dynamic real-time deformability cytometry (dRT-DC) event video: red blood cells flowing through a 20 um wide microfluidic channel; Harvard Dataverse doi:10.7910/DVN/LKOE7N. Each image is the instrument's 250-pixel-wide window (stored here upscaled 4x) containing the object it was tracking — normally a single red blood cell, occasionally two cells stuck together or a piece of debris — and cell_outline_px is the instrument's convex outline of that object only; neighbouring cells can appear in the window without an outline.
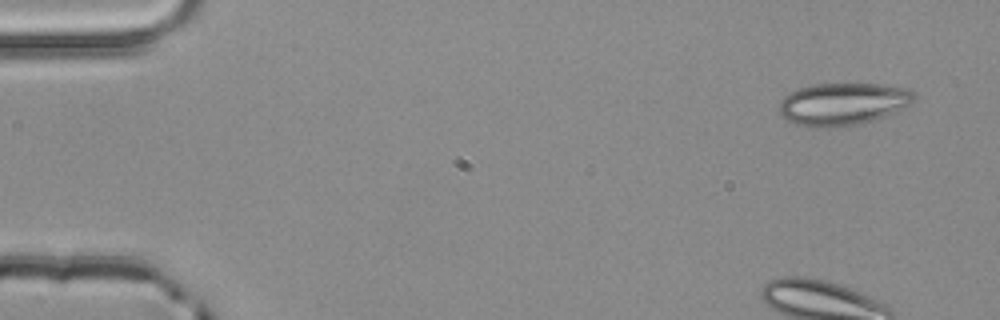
{"species": "common noctule bat (a hibernating species)", "species_latin": "Nyctalus noctula", "temperature_condition": "room temperature", "stored_images_in_passage": 3, "camera_frame_rate_fps": 3000, "um_per_image_px": 0.085, "animal": {"sex": "male", "body_mass_g": 20.4}, "frame": {"image": 1, "passage_image": 1, "time_ms": 0.0, "image_size_px": [1000, 320], "cell_outline_px": [[916, 100], [912, 104], [872, 120], [860, 124], [824, 128], [816, 128], [800, 124], [788, 120], [780, 112], [780, 100], [788, 92], [796, 88], [812, 84], [880, 84], [908, 88], [916, 96]], "centroid_in_image_um": [71.64, 8.82], "position_along_channel_um": 13.4, "area_um2": 33.23}}